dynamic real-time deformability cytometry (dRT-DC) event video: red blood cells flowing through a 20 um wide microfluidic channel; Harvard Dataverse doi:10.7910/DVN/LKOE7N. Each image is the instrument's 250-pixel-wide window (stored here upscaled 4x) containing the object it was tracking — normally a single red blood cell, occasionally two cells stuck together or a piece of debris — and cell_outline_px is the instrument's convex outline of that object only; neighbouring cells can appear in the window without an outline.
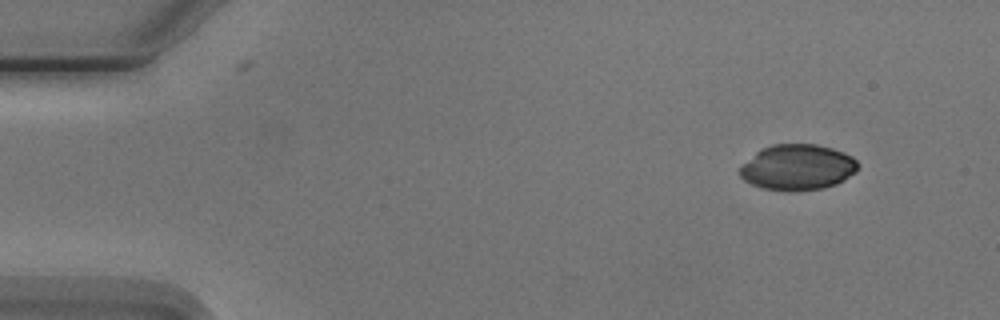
{"species": "Egyptian fruit bat (a non-hibernating species)", "species_latin": "Rousettus aegyptiacus", "temperature_condition": "cold", "stored_images_in_passage": 6, "camera_frame_rate_fps": 3000, "um_per_image_px": 0.085, "animal": {"sex": "male"}, "frame": {"image": 1, "passage_image": 1, "time_ms": 0.0, "image_size_px": [1000, 320], "cell_outline_px": [[856, 172], [844, 180], [836, 184], [824, 188], [792, 192], [784, 192], [760, 188], [744, 180], [740, 176], [740, 168], [756, 152], [772, 144], [816, 144], [832, 148], [844, 152], [852, 156], [856, 160]], "centroid_in_image_um": [67.8, 14.24], "position_along_channel_um": 17.2, "area_um2": 31.56}}